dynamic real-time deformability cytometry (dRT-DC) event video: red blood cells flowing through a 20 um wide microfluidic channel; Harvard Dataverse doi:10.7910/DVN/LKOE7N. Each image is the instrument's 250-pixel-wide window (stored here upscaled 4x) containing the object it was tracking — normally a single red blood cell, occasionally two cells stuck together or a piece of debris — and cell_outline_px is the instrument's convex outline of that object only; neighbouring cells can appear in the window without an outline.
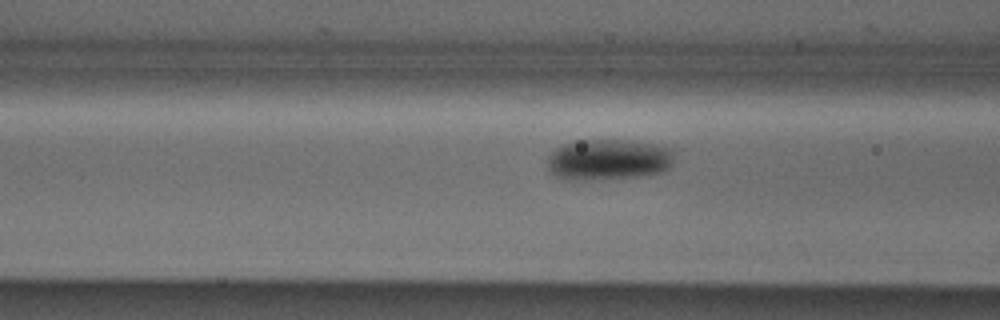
{"species": "Egyptian fruit bat (a non-hibernating species)", "species_latin": "Rousettus aegyptiacus", "temperature_condition": "cold", "stored_images_in_passage": 34, "camera_frame_rate_fps": 3000, "um_per_image_px": 0.085, "animal": {"sex": "male"}, "frame": {"image": 1, "passage_image": 6, "time_ms": 1.667, "image_size_px": [1000, 320], "cell_outline_px": [[676, 152], [672, 164], [664, 172], [636, 176], [576, 180], [568, 180], [556, 176], [548, 168], [548, 156], [556, 148], [572, 140], [628, 140], [652, 144], [672, 148]], "centroid_in_image_um": [51.74, 13.55], "position_along_channel_um": 114.9, "area_um2": 30.29}}
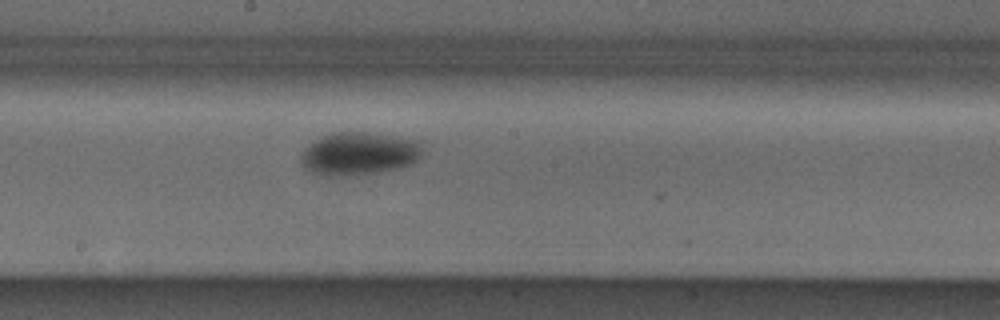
{"frame": {"image": 2, "passage_image": 14, "time_ms": 4.333, "image_size_px": [1000, 320], "cell_outline_px": [[424, 152], [420, 160], [412, 164], [400, 168], [380, 172], [356, 176], [328, 176], [308, 172], [300, 164], [300, 156], [320, 136], [336, 132], [368, 132], [416, 140], [424, 148]], "centroid_in_image_um": [30.55, 13.09], "position_along_channel_um": 217.6, "area_um2": 30.87}}
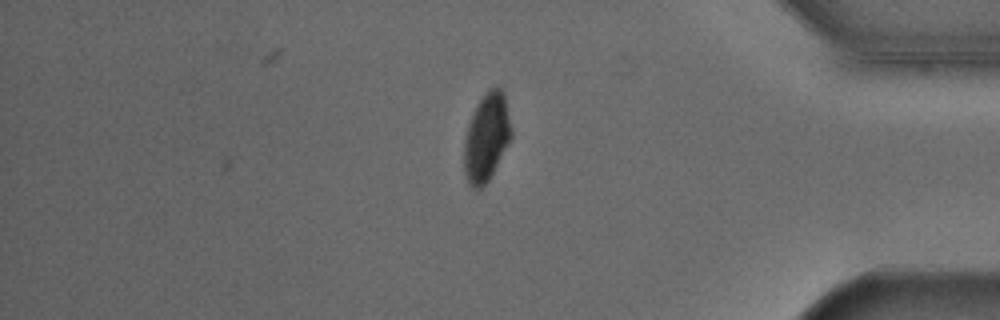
{"frame": {"image": 3, "passage_image": 30, "time_ms": 9.667, "image_size_px": [1000, 320], "cell_outline_px": [[512, 136], [508, 144], [488, 180], [476, 192], [468, 184], [464, 172], [464, 140], [468, 124], [472, 112], [476, 104], [488, 88], [496, 84], [504, 92], [512, 132]], "centroid_in_image_um": [41.34, 11.64], "position_along_channel_um": 393.9, "area_um2": 24.39}, "authors_computed_cell_mechanics": {"area_um2": 28.6399, "velocity_mm_per_s": 3.8625, "shape_relaxation_time_tau1_ms": 2.7184, "shape_relaxation_time_tau2_ms": null, "deformation_change_tau1": 0.102, "deformation_change_tau2": null}}